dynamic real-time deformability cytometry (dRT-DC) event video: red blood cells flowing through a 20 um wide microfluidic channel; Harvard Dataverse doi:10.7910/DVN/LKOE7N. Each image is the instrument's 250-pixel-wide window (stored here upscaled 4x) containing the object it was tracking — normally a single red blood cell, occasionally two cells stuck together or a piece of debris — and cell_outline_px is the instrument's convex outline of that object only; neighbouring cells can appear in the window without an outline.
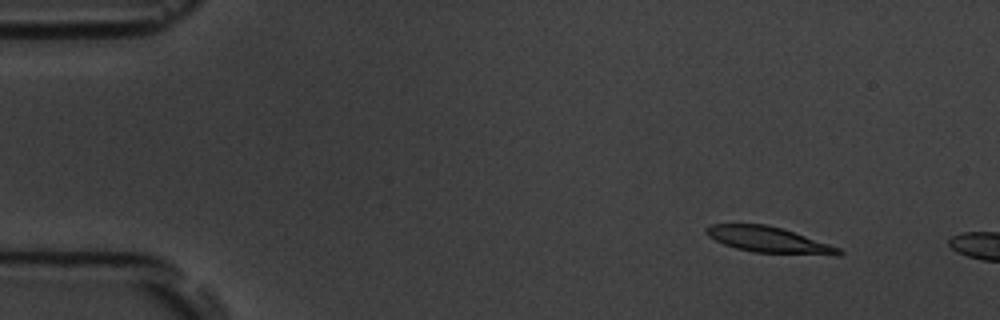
{"species": "common noctule bat (a hibernating species)", "species_latin": "Nyctalus noctula", "temperature_condition": "room temperature", "stored_images_in_passage": 5, "camera_frame_rate_fps": 3000, "um_per_image_px": 0.085, "animal": {"sex": "male", "body_mass_g": 19.5, "forearm_length_mm": 54.6}, "frame": {"image": 1, "passage_image": 1, "time_ms": 0.0, "image_size_px": [1000, 320], "cell_outline_px": [[844, 252], [840, 256], [836, 256], [752, 252], [736, 248], [724, 244], [708, 236], [704, 232], [704, 228], [712, 224], [764, 224], [780, 228], [840, 248]], "centroid_in_image_um": [65.34, 20.4], "position_along_channel_um": 19.7, "area_um2": 19.88}}